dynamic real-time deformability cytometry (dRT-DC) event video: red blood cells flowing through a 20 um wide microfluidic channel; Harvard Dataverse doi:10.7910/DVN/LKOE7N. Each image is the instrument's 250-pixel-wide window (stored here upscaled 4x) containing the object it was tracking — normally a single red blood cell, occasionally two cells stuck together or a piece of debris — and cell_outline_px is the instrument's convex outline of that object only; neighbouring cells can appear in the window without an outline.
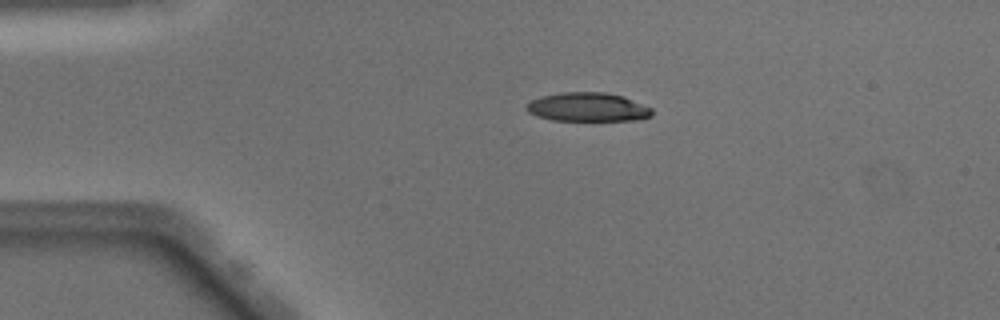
{"species": "Egyptian fruit bat (a non-hibernating species)", "species_latin": "Rousettus aegyptiacus", "temperature_condition": "warm", "stored_images_in_passage": 40, "camera_frame_rate_fps": 3000, "um_per_image_px": 0.085, "animal": {"sex": "male"}, "frame": {"image": 1, "passage_image": 1, "time_ms": 0.0, "image_size_px": [1000, 320], "cell_outline_px": [[652, 116], [636, 120], [552, 120], [536, 116], [528, 112], [524, 108], [532, 100], [540, 96], [560, 92], [604, 92], [624, 96], [652, 108]], "centroid_in_image_um": [49.95, 9.1], "position_along_channel_um": 35.1, "area_um2": 21.15}}
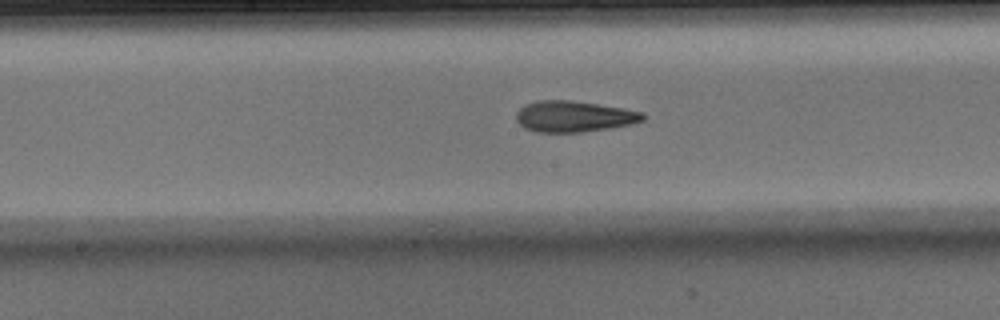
{"frame": {"image": 2, "passage_image": 16, "time_ms": 5.0, "image_size_px": [1000, 320], "cell_outline_px": [[644, 120], [636, 124], [612, 128], [584, 132], [536, 132], [524, 128], [516, 120], [516, 112], [524, 104], [540, 100], [572, 100], [624, 108], [644, 112]], "centroid_in_image_um": [48.81, 9.9], "position_along_channel_um": 199.4, "area_um2": 23.29}}
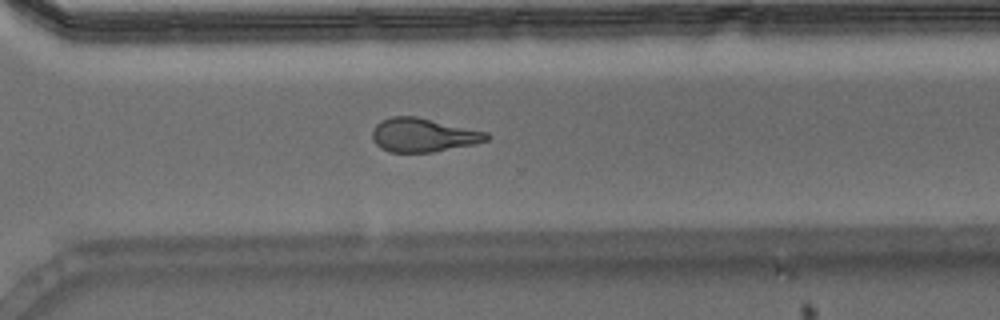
{"frame": {"image": 3, "passage_image": 26, "time_ms": 8.333, "image_size_px": [1000, 320], "cell_outline_px": [[492, 136], [488, 140], [472, 144], [432, 152], [388, 152], [380, 148], [372, 140], [372, 128], [380, 120], [392, 116], [416, 116], [488, 132]], "centroid_in_image_um": [35.94, 11.47], "position_along_channel_um": 334.7, "area_um2": 22.6}, "authors_computed_cell_mechanics": {"area_um2": 22.9466, "velocity_mm_per_s": 4.0748, "shape_relaxation_time_tau1_ms": 6.3181, "shape_relaxation_time_tau2_ms": 2.815, "deformation_change_tau1": 0.2417, "deformation_change_tau2": 0.1297}}